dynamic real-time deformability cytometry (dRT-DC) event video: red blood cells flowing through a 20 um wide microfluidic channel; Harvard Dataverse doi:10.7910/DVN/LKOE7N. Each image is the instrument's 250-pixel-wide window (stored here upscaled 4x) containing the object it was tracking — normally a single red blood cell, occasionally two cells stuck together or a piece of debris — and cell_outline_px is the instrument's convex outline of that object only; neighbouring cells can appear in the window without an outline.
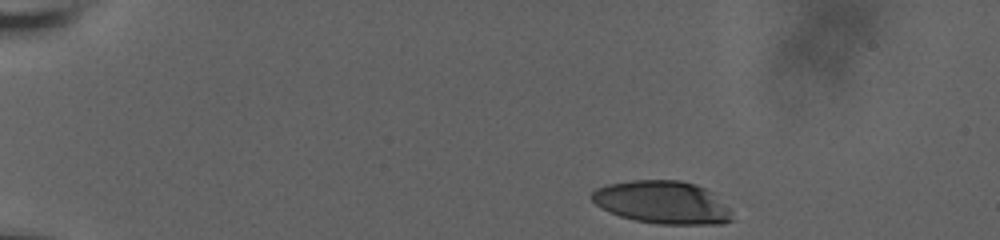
{"species": "human", "species_latin": "Homo sapiens", "temperature_condition": "room temperature", "stored_images_in_passage": 42, "camera_frame_rate_fps": 3000, "um_per_image_px": 0.085, "donor": {"sex": "male"}, "frame": {"image": 1, "passage_image": 1, "time_ms": 0.0, "image_size_px": [1000, 240], "cell_outline_px": [[736, 220], [724, 224], [660, 224], [636, 220], [620, 216], [596, 204], [588, 196], [596, 188], [608, 184], [632, 180], [680, 180], [696, 184], [704, 188], [732, 208]], "centroid_in_image_um": [56.37, 17.21], "position_along_channel_um": 28.6, "area_um2": 35.26}}
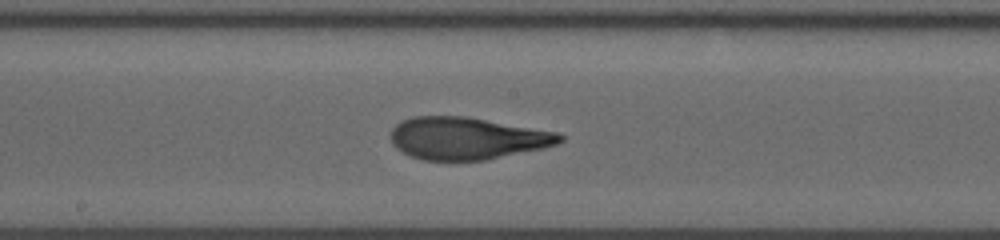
{"frame": {"image": 2, "passage_image": 24, "time_ms": 7.667, "image_size_px": [1000, 240], "cell_outline_px": [[564, 140], [556, 144], [544, 148], [484, 160], [424, 160], [412, 156], [396, 148], [392, 144], [392, 128], [400, 120], [412, 116], [464, 116], [560, 132], [564, 136]], "centroid_in_image_um": [39.71, 11.74], "position_along_channel_um": 208.5, "area_um2": 41.62}}
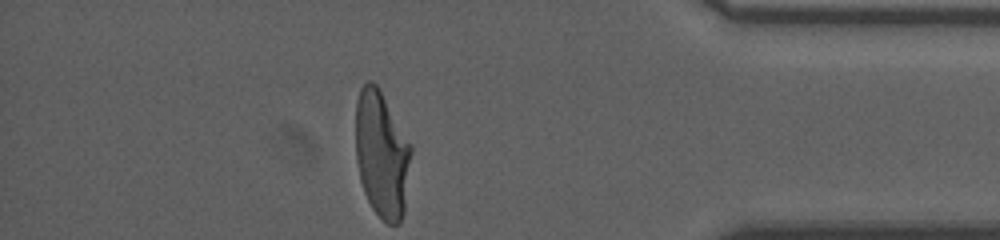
{"frame": {"image": 3, "passage_image": 42, "time_ms": 13.667, "image_size_px": [1000, 240], "cell_outline_px": [[412, 152], [404, 212], [400, 224], [388, 224], [372, 208], [364, 192], [360, 180], [356, 160], [356, 100], [360, 88], [368, 80], [376, 84], [380, 88], [412, 144]], "centroid_in_image_um": [32.46, 13.09], "position_along_channel_um": 402.7, "area_um2": 41.44}, "authors_computed_cell_mechanics": {"area_um2": 41.1536, "velocity_mm_per_s": 3.7145, "shape_relaxation_time_tau1_ms": null, "shape_relaxation_time_tau2_ms": 1.0445, "deformation_change_tau1": null, "deformation_change_tau2": 0.0867}}